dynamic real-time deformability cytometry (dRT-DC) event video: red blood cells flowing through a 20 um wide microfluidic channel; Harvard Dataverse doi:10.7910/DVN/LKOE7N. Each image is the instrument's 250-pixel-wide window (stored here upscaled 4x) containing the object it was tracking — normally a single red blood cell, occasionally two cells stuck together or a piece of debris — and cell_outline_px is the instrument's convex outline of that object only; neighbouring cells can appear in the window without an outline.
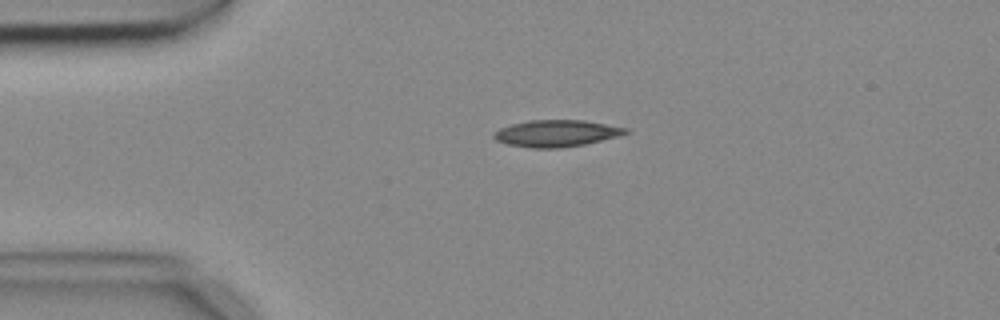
{"species": "common noctule bat (a hibernating species)", "species_latin": "Nyctalus noctula", "temperature_condition": "cold", "stored_images_in_passage": 4, "camera_frame_rate_fps": 3000, "um_per_image_px": 0.085, "animal": {"sex": "female", "body_mass_g": 18.4}, "frame": {"image": 1, "passage_image": 2, "time_ms": 0.333, "image_size_px": [1000, 320], "cell_outline_px": [[632, 132], [620, 136], [584, 144], [560, 148], [532, 148], [508, 144], [496, 140], [492, 136], [492, 132], [500, 128], [512, 124], [528, 120], [584, 120], [628, 128]], "centroid_in_image_um": [47.31, 11.33], "position_along_channel_um": 37.7, "area_um2": 20.63}}